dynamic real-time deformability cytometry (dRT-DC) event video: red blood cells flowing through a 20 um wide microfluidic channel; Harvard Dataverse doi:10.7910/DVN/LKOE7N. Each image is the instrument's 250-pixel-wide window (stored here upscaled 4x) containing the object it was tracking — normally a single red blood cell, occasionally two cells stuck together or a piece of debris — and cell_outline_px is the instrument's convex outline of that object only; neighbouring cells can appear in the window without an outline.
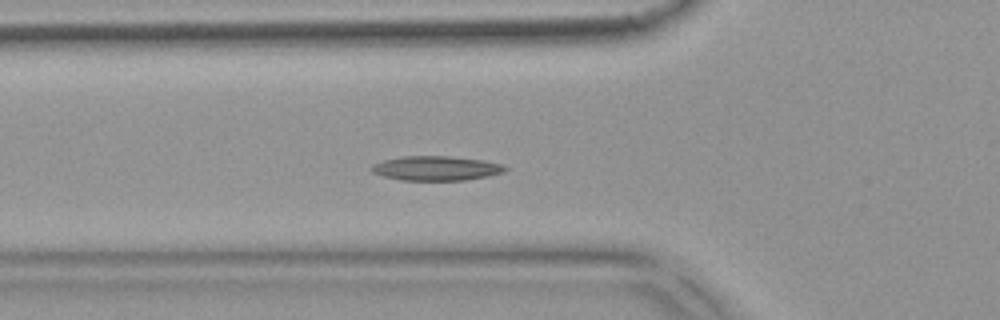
{"species": "common noctule bat (a hibernating species)", "species_latin": "Nyctalus noctula", "temperature_condition": "warm", "stored_images_in_passage": 53, "camera_frame_rate_fps": 3000, "um_per_image_px": 0.085, "animal": {"sex": "female", "body_mass_g": 18.4}, "frame": {"image": 1, "passage_image": 18, "time_ms": 5.667, "image_size_px": [1000, 320], "cell_outline_px": [[508, 168], [504, 172], [488, 176], [464, 180], [400, 180], [384, 176], [372, 172], [368, 168], [372, 164], [384, 160], [404, 156], [448, 156], [480, 160], [504, 164]], "centroid_in_image_um": [37.05, 14.3], "position_along_channel_um": 88.7, "area_um2": 19.02}}
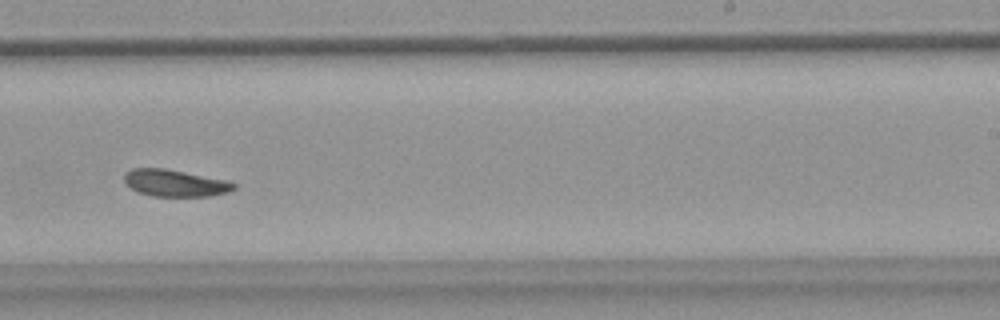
{"frame": {"image": 2, "passage_image": 33, "time_ms": 10.667, "image_size_px": [1000, 320], "cell_outline_px": [[236, 188], [228, 192], [212, 196], [152, 196], [136, 192], [124, 184], [124, 172], [132, 168], [164, 168], [228, 180], [236, 184]], "centroid_in_image_um": [14.84, 15.56], "position_along_channel_um": 274.2, "area_um2": 17.46}}
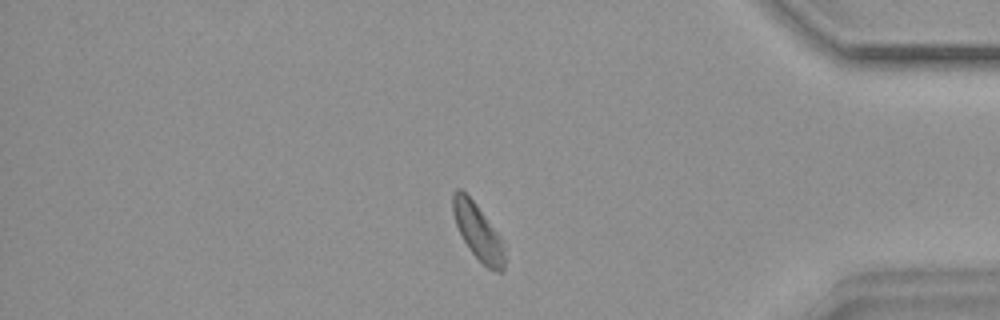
{"frame": {"image": 3, "passage_image": 45, "time_ms": 14.667, "image_size_px": [1000, 320], "cell_outline_px": [[508, 244], [504, 272], [496, 272], [488, 268], [472, 252], [464, 240], [456, 224], [452, 212], [452, 192], [456, 188], [460, 188], [476, 204]], "centroid_in_image_um": [40.71, 19.73], "position_along_channel_um": 394.5, "area_um2": 17.4}, "authors_computed_cell_mechanics": {"area_um2": 17.8602, "velocity_mm_per_s": 3.7191, "shape_relaxation_time_tau1_ms": 7.7646, "shape_relaxation_time_tau2_ms": 10.1183, "deformation_change_tau1": 0.1486, "deformation_change_tau2": 0.167}}